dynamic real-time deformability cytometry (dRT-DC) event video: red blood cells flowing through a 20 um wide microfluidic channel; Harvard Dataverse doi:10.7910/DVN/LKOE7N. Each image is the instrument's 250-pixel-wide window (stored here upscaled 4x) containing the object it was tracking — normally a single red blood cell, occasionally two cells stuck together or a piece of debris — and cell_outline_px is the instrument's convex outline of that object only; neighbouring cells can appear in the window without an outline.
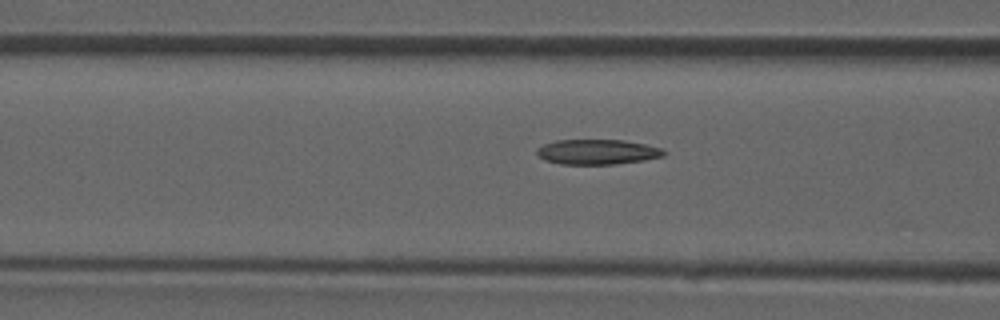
{"species": "common noctule bat (a hibernating species)", "species_latin": "Nyctalus noctula", "temperature_condition": "room temperature", "stored_images_in_passage": 26, "camera_frame_rate_fps": 3000, "um_per_image_px": 0.085, "animal": {"sex": "male", "forearm_length_mm": 52.5}, "frame": {"image": 1, "passage_image": 18, "time_ms": 5.667, "image_size_px": [1000, 320], "cell_outline_px": [[668, 152], [664, 156], [644, 160], [612, 164], [560, 164], [544, 160], [536, 152], [536, 148], [544, 144], [556, 140], [624, 140], [644, 144], [660, 148]], "centroid_in_image_um": [50.76, 12.91], "position_along_channel_um": 115.8, "area_um2": 18.5}}